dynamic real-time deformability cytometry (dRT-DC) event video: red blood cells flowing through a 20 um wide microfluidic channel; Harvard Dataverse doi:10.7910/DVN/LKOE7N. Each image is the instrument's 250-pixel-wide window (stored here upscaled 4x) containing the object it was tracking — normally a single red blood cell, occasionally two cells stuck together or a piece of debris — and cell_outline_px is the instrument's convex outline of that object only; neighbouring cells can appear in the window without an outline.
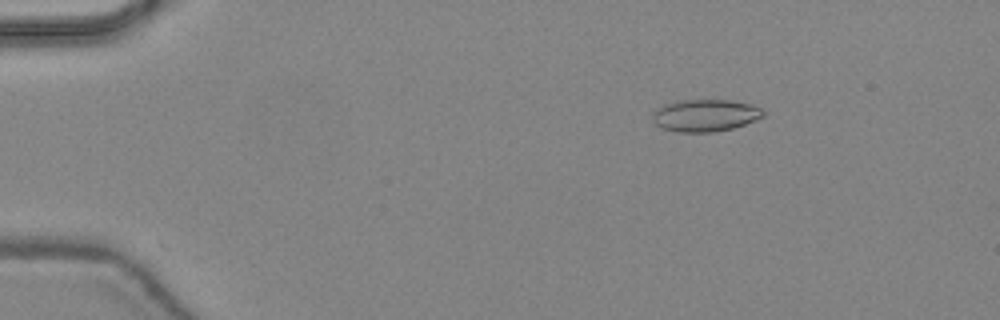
{"species": "common noctule bat (a hibernating species)", "species_latin": "Nyctalus noctula", "temperature_condition": "warm", "stored_images_in_passage": 45, "camera_frame_rate_fps": 3000, "um_per_image_px": 0.085, "animal": {"sex": "female", "body_mass_g": 24.6, "forearm_length_mm": 56.2}, "frame": {"image": 1, "passage_image": 6, "time_ms": 1.667, "image_size_px": [1000, 320], "cell_outline_px": [[764, 116], [756, 120], [732, 128], [716, 132], [680, 132], [664, 128], [656, 124], [652, 120], [652, 112], [656, 108], [664, 104], [676, 100], [732, 100], [752, 104], [760, 108], [764, 112]], "centroid_in_image_um": [59.93, 9.8], "position_along_channel_um": 25.1, "area_um2": 20.87}}
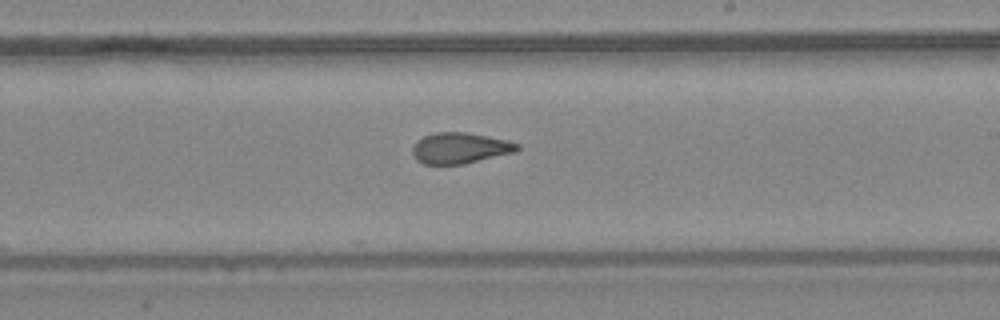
{"frame": {"image": 2, "passage_image": 27, "time_ms": 8.667, "image_size_px": [1000, 320], "cell_outline_px": [[520, 148], [516, 152], [464, 164], [424, 164], [416, 160], [412, 152], [412, 148], [416, 140], [432, 132], [464, 132], [508, 140], [520, 144]], "centroid_in_image_um": [39.1, 12.58], "position_along_channel_um": 249.9, "area_um2": 19.02}}
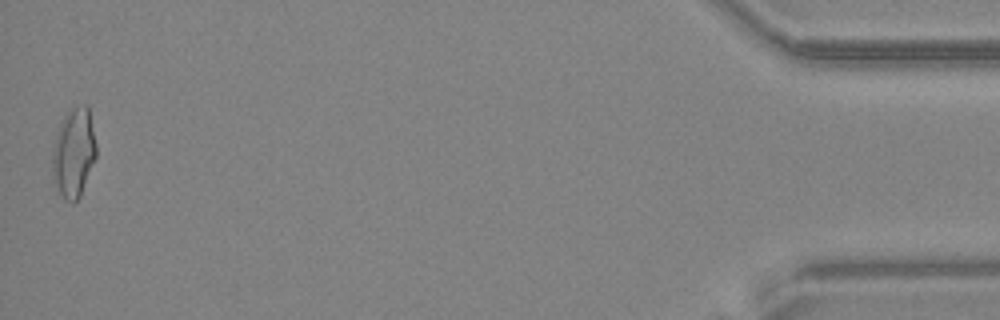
{"frame": {"image": 3, "passage_image": 45, "time_ms": 14.667, "image_size_px": [1000, 320], "cell_outline_px": [[96, 156], [80, 196], [72, 204], [64, 200], [56, 184], [52, 172], [52, 152], [56, 132], [60, 120], [76, 104], [88, 104], [96, 144]], "centroid_in_image_um": [6.26, 12.94], "position_along_channel_um": 428.9, "area_um2": 22.95}, "authors_computed_cell_mechanics": {"area_um2": 20.1722, "velocity_mm_per_s": 4.459, "shape_relaxation_time_tau1_ms": 10.5387, "shape_relaxation_time_tau2_ms": 1.6466, "deformation_change_tau1": 0.2424, "deformation_change_tau2": 0.0748}}